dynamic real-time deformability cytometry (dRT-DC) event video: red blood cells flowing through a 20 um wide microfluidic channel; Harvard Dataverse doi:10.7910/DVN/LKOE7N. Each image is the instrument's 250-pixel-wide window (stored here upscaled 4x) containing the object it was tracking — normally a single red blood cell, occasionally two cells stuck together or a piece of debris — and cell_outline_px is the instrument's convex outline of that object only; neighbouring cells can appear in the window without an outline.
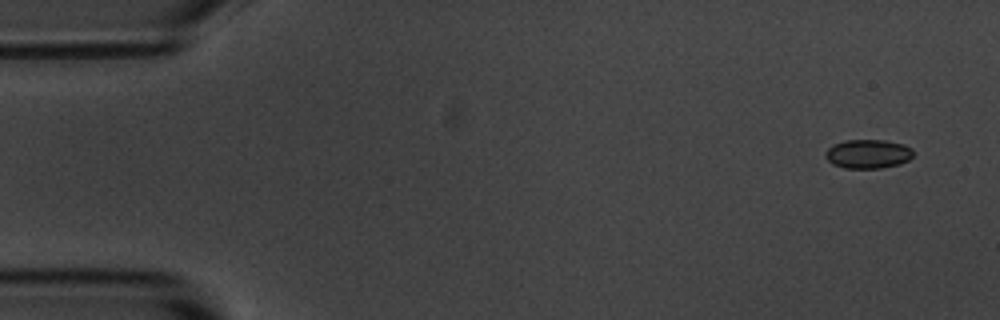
{"species": "common noctule bat (a hibernating species)", "species_latin": "Nyctalus noctula", "temperature_condition": "room temperature", "stored_images_in_passage": 5, "camera_frame_rate_fps": 3000, "um_per_image_px": 0.085, "animal": {"sex": "male", "body_mass_g": 20.1, "forearm_length_mm": 53.5}, "frame": {"image": 1, "passage_image": 1, "time_ms": 0.0, "image_size_px": [1000, 320], "cell_outline_px": [[912, 156], [908, 160], [900, 164], [880, 168], [844, 168], [832, 164], [824, 156], [824, 152], [832, 144], [844, 140], [884, 140], [904, 144], [912, 148]], "centroid_in_image_um": [73.75, 13.08], "position_along_channel_um": 11.3, "area_um2": 14.97}}
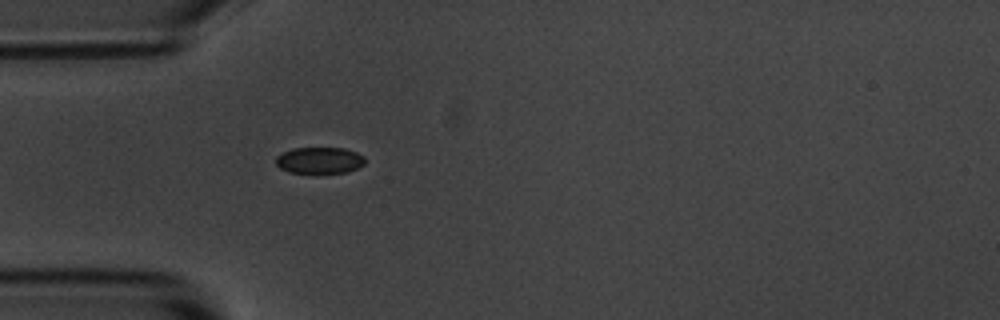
{"frame": {"image": 2, "passage_image": 5, "time_ms": 4.333, "image_size_px": [1000, 320], "cell_outline_px": [[364, 164], [348, 172], [316, 176], [312, 176], [288, 172], [280, 168], [276, 164], [276, 156], [292, 148], [344, 148], [356, 152], [364, 156]], "centroid_in_image_um": [27.13, 13.69], "position_along_channel_um": 57.9, "area_um2": 14.45}}